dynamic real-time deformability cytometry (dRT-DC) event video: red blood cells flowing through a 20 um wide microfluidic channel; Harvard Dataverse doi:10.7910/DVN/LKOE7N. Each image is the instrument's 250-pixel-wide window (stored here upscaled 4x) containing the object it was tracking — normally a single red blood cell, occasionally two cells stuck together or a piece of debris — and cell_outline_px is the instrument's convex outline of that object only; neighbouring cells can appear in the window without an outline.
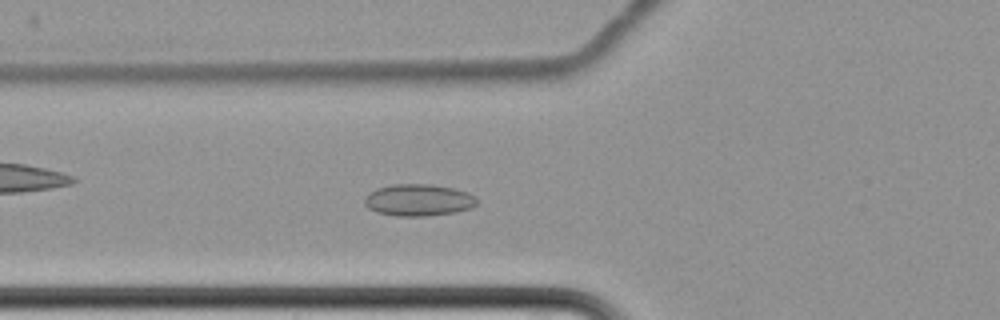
{"species": "common noctule bat (a hibernating species)", "species_latin": "Nyctalus noctula", "temperature_condition": "cold", "stored_images_in_passage": 7, "camera_frame_rate_fps": 3000, "um_per_image_px": 0.085, "animal": {"sex": "female", "body_mass_g": 22.7, "forearm_length_mm": 54.2}, "frame": {"image": 1, "passage_image": 7, "time_ms": 8.0, "image_size_px": [1000, 320], "cell_outline_px": [[476, 204], [472, 208], [456, 212], [428, 216], [396, 216], [376, 212], [368, 208], [364, 204], [364, 200], [368, 192], [376, 188], [392, 184], [432, 184], [452, 188], [468, 192], [476, 196]], "centroid_in_image_um": [35.56, 17.0], "position_along_channel_um": 90.2, "area_um2": 21.1}}